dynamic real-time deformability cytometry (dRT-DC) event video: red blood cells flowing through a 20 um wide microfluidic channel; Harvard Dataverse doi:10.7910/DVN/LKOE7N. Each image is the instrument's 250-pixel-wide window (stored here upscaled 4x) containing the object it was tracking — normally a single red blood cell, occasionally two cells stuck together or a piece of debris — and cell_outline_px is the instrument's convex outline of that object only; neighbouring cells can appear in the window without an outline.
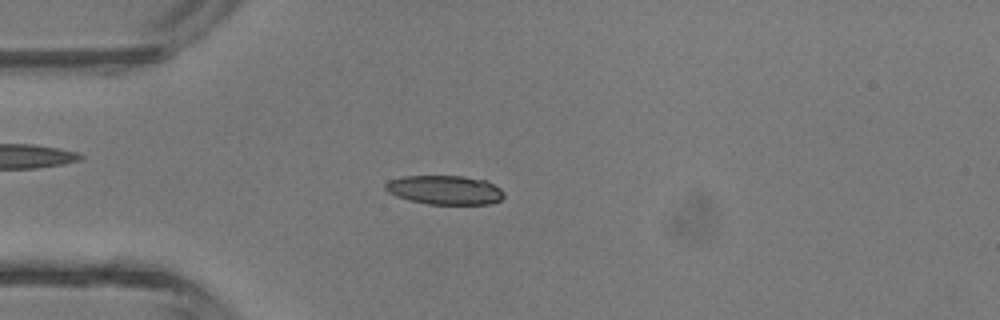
{"species": "common noctule bat (a hibernating species)", "species_latin": "Nyctalus noctula", "temperature_condition": "room temperature", "stored_images_in_passage": 3, "camera_frame_rate_fps": 3000, "um_per_image_px": 0.085, "animal": {"sex": "male", "body_mass_g": 13.3}, "frame": {"image": 1, "passage_image": 2, "time_ms": 2.333, "image_size_px": [1000, 320], "cell_outline_px": [[504, 196], [500, 200], [492, 204], [428, 204], [396, 196], [388, 192], [384, 188], [384, 184], [388, 180], [404, 176], [464, 176], [488, 180], [500, 188], [504, 192]], "centroid_in_image_um": [37.83, 16.14], "position_along_channel_um": 47.2, "area_um2": 20.23}}
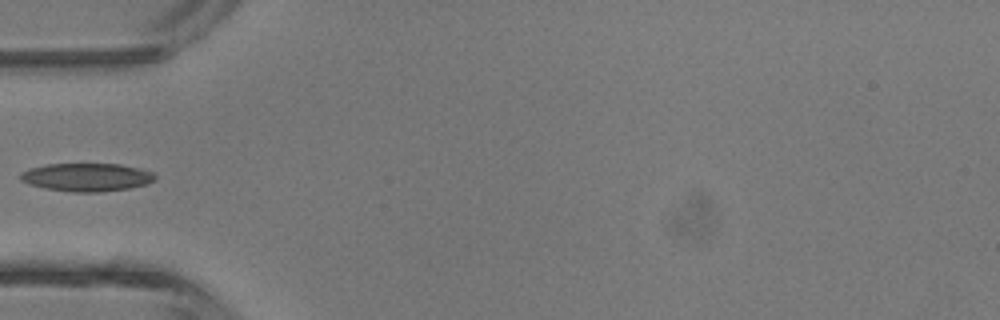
{"frame": {"image": 2, "passage_image": 3, "time_ms": 3.333, "image_size_px": [1000, 320], "cell_outline_px": [[156, 180], [148, 184], [128, 188], [100, 192], [72, 192], [44, 188], [20, 180], [20, 172], [32, 168], [48, 164], [120, 164], [140, 168], [156, 172]], "centroid_in_image_um": [7.44, 15.06], "position_along_channel_um": 77.6, "area_um2": 22.14}}